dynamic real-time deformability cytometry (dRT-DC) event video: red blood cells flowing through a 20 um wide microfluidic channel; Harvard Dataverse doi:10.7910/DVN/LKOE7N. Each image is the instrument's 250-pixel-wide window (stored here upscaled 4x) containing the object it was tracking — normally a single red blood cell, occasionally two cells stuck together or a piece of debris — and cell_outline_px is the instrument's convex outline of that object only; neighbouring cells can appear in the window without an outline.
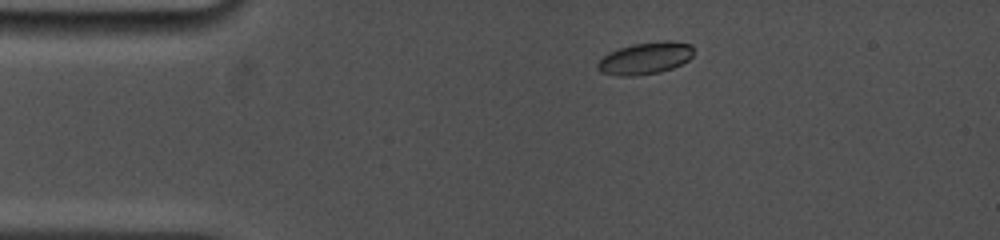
{"species": "common noctule bat (a hibernating species)", "species_latin": "Nyctalus noctula", "temperature_condition": "cold", "stored_images_in_passage": 11, "camera_frame_rate_fps": 5000, "um_per_image_px": 0.085, "animal": {"sex": "female", "body_mass_g": 19.0, "forearm_length_mm": 53.3}, "frame": {"image": 1, "passage_image": 3, "time_ms": 1.2, "image_size_px": [1000, 240], "cell_outline_px": [[696, 52], [688, 60], [672, 68], [660, 72], [636, 76], [620, 76], [600, 72], [596, 68], [596, 64], [608, 52], [632, 44], [664, 40], [672, 40], [692, 44]], "centroid_in_image_um": [54.88, 4.94], "position_along_channel_um": 30.1, "area_um2": 18.21}}
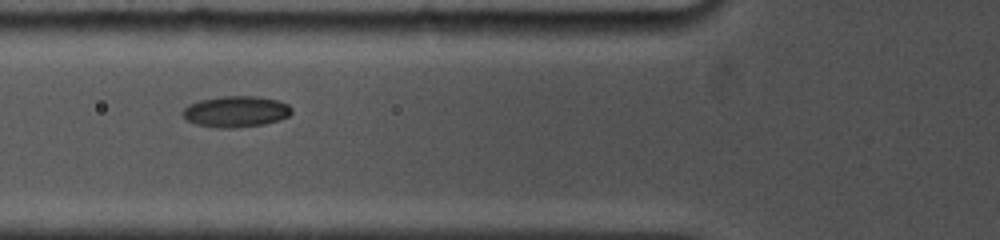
{"frame": {"image": 2, "passage_image": 8, "time_ms": 4.4, "image_size_px": [1000, 240], "cell_outline_px": [[292, 112], [288, 116], [280, 120], [264, 124], [232, 128], [216, 128], [196, 124], [188, 120], [184, 116], [184, 108], [188, 104], [200, 100], [224, 96], [256, 96], [276, 100], [288, 104], [292, 108]], "centroid_in_image_um": [20.07, 9.48], "position_along_channel_um": 105.7, "area_um2": 19.65}}
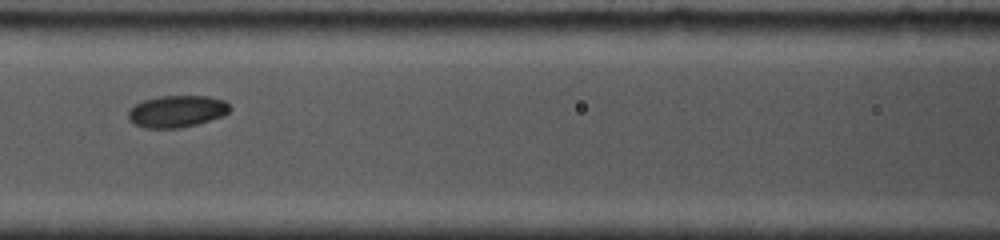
{"frame": {"image": 3, "passage_image": 10, "time_ms": 5.6, "image_size_px": [1000, 240], "cell_outline_px": [[232, 108], [224, 116], [196, 124], [180, 128], [144, 128], [128, 120], [128, 112], [136, 104], [144, 100], [160, 96], [208, 96], [224, 100]], "centroid_in_image_um": [15.05, 9.46], "position_along_channel_um": 151.5, "area_um2": 18.84}}